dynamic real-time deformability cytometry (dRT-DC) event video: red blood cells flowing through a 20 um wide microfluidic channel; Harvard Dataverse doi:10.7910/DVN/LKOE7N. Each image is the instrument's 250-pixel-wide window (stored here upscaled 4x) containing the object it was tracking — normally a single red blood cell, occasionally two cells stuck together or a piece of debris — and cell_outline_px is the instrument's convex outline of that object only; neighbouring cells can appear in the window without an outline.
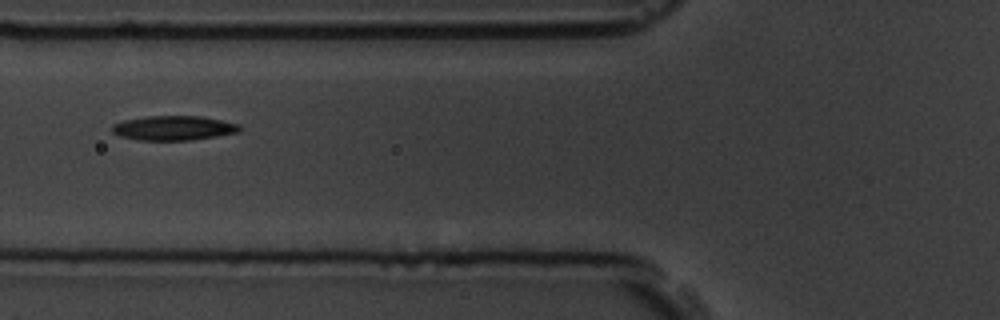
{"species": "common noctule bat (a hibernating species)", "species_latin": "Nyctalus noctula", "temperature_condition": "room temperature", "stored_images_in_passage": 8, "camera_frame_rate_fps": 3000, "um_per_image_px": 0.085, "animal": {"sex": "male", "body_mass_g": 19.5, "forearm_length_mm": 54.6}, "frame": {"image": 1, "passage_image": 6, "time_ms": 6.667, "image_size_px": [1000, 320], "cell_outline_px": [[244, 128], [240, 132], [192, 140], [140, 140], [120, 136], [112, 132], [112, 124], [124, 120], [144, 116], [200, 116], [240, 124]], "centroid_in_image_um": [14.78, 10.88], "position_along_channel_um": 111.0, "area_um2": 18.32}}
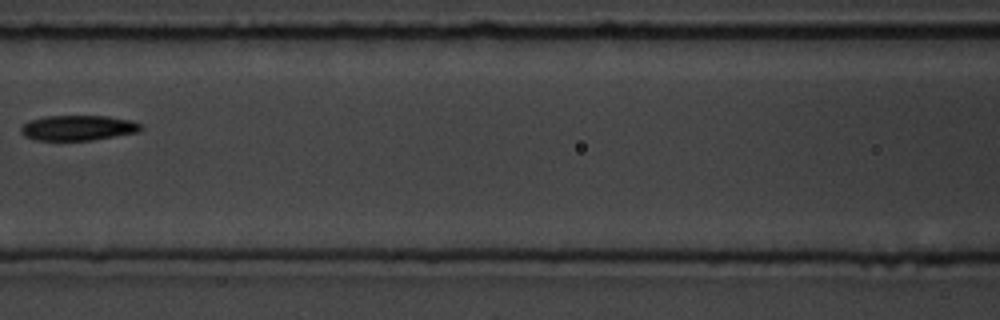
{"frame": {"image": 2, "passage_image": 7, "time_ms": 8.0, "image_size_px": [1000, 320], "cell_outline_px": [[144, 128], [140, 132], [92, 140], [36, 140], [24, 136], [20, 132], [20, 128], [28, 120], [44, 116], [108, 116], [132, 120], [140, 124]], "centroid_in_image_um": [6.64, 10.86], "position_along_channel_um": 160.0, "area_um2": 17.8}}
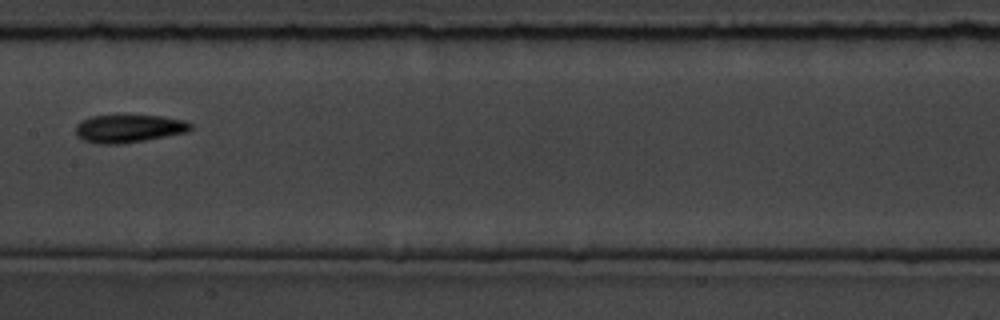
{"frame": {"image": 3, "passage_image": 8, "time_ms": 9.0, "image_size_px": [1000, 320], "cell_outline_px": [[192, 128], [188, 132], [144, 140], [120, 144], [100, 144], [84, 140], [76, 136], [76, 124], [80, 120], [92, 116], [164, 116], [184, 120], [192, 124]], "centroid_in_image_um": [10.94, 10.93], "position_along_channel_um": 196.5, "area_um2": 18.61}}